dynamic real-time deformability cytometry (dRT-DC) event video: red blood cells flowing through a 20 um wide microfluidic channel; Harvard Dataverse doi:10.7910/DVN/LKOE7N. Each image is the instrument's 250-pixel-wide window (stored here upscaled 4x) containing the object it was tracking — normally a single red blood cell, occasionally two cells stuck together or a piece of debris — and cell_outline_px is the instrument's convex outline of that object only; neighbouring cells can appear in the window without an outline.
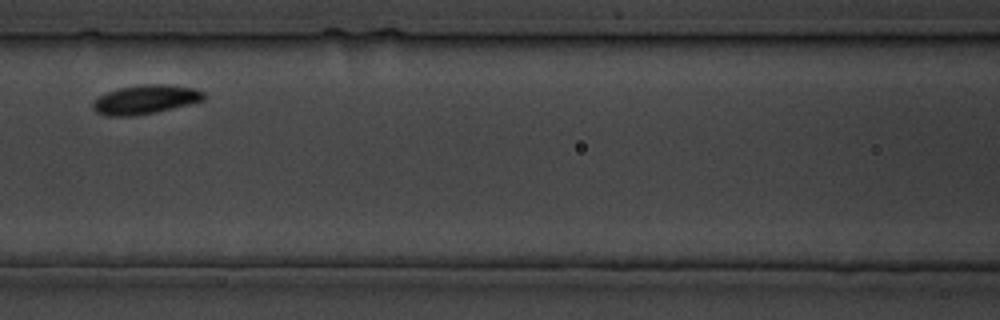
{"species": "common noctule bat (a hibernating species)", "species_latin": "Nyctalus noctula", "temperature_condition": "cold", "stored_images_in_passage": 24, "camera_frame_rate_fps": 3000, "um_per_image_px": 0.085, "animal": {"sex": "male", "body_mass_g": 19.5, "forearm_length_mm": 54.6}, "frame": {"image": 1, "passage_image": 8, "time_ms": 8.0, "image_size_px": [1000, 320], "cell_outline_px": [[204, 100], [156, 112], [132, 116], [104, 116], [96, 112], [92, 108], [92, 104], [100, 96], [108, 92], [120, 88], [140, 84], [168, 84], [192, 88], [204, 92]], "centroid_in_image_um": [12.34, 8.46], "position_along_channel_um": 154.3, "area_um2": 18.61}}
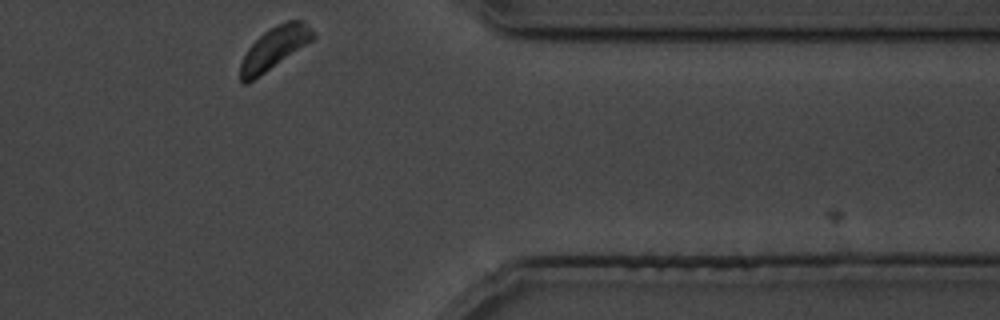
{"frame": {"image": 2, "passage_image": 24, "time_ms": 26.333, "image_size_px": [1000, 320], "cell_outline_px": [[316, 36], [312, 40], [248, 84], [244, 84], [240, 80], [240, 64], [248, 48], [264, 32], [276, 24], [288, 20], [300, 20], [316, 32]], "centroid_in_image_um": [23.31, 4.09], "position_along_channel_um": 388.1, "area_um2": 17.63}}